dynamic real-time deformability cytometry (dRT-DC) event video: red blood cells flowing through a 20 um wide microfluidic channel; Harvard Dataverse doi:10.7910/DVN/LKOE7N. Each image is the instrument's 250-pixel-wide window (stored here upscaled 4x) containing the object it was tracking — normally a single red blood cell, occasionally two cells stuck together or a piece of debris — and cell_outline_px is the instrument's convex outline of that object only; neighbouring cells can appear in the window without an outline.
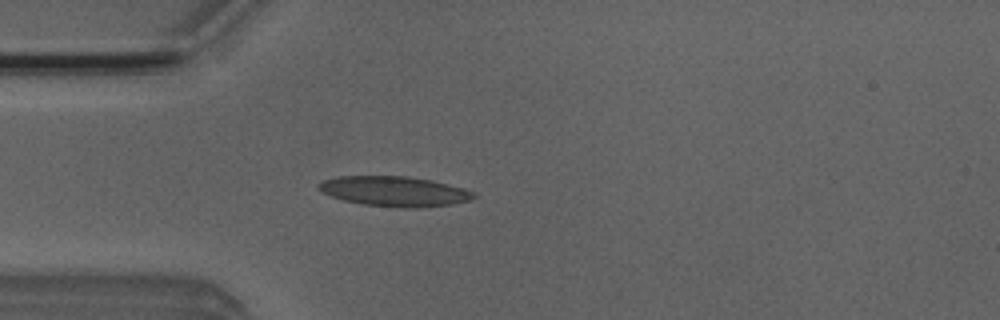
{"species": "Egyptian fruit bat (a non-hibernating species)", "species_latin": "Rousettus aegyptiacus", "temperature_condition": "room temperature", "stored_images_in_passage": 4, "camera_frame_rate_fps": 3000, "um_per_image_px": 0.085, "animal": {"sex": "male"}, "frame": {"image": 1, "passage_image": 4, "time_ms": 3.667, "image_size_px": [1000, 320], "cell_outline_px": [[476, 196], [472, 200], [452, 204], [420, 208], [400, 208], [364, 204], [344, 200], [320, 192], [316, 188], [316, 184], [324, 180], [336, 176], [408, 176], [432, 180], [464, 188], [476, 192]], "centroid_in_image_um": [33.54, 16.26], "position_along_channel_um": 51.5, "area_um2": 27.46}}